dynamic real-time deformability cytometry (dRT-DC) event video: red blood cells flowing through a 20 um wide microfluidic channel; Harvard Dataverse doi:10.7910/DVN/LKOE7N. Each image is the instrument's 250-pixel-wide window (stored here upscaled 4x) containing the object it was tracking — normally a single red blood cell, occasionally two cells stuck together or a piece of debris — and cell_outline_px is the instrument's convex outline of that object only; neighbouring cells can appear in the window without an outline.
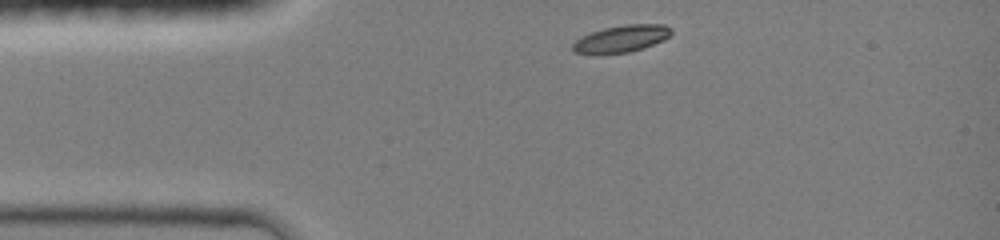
{"species": "common noctule bat (a hibernating species)", "species_latin": "Nyctalus noctula", "temperature_condition": "room temperature", "stored_images_in_passage": 5, "camera_frame_rate_fps": 3000, "um_per_image_px": 0.085, "animal": {"sex": "female", "body_mass_g": 19.0, "forearm_length_mm": 51.5}, "frame": {"image": 1, "passage_image": 1, "time_ms": 0.0, "image_size_px": [1000, 240], "cell_outline_px": [[672, 32], [664, 40], [628, 52], [592, 56], [576, 52], [572, 48], [572, 44], [580, 36], [604, 28], [624, 24], [664, 24], [672, 28]], "centroid_in_image_um": [52.77, 3.3], "position_along_channel_um": 32.2, "area_um2": 15.72}}